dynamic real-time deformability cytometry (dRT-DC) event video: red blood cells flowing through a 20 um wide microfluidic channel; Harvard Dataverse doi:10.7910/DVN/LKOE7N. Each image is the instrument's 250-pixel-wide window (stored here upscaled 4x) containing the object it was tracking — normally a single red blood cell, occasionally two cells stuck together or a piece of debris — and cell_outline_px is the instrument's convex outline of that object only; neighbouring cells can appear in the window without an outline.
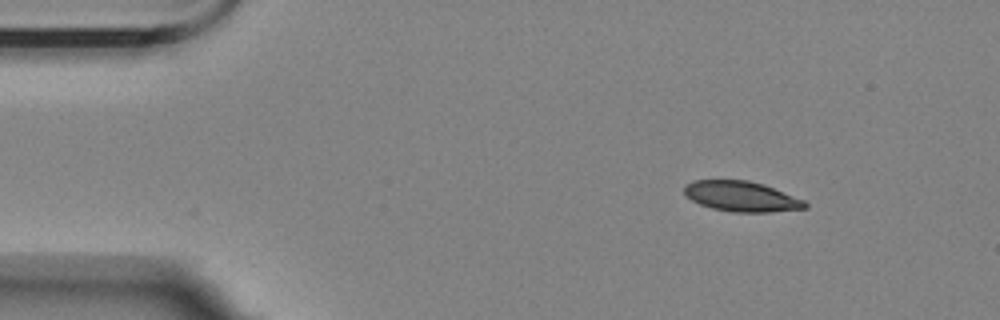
{"species": "Egyptian fruit bat (a non-hibernating species)", "species_latin": "Rousettus aegyptiacus", "temperature_condition": "room temperature", "stored_images_in_passage": 4, "camera_frame_rate_fps": 3000, "um_per_image_px": 0.085, "animal": {"sex": "female"}, "frame": {"image": 1, "passage_image": 1, "time_ms": 0.0, "image_size_px": [1000, 320], "cell_outline_px": [[808, 208], [772, 212], [732, 212], [712, 208], [700, 204], [692, 200], [684, 192], [684, 184], [692, 180], [748, 180], [764, 184], [804, 200], [808, 204]], "centroid_in_image_um": [63.03, 16.69], "position_along_channel_um": 22.0, "area_um2": 21.39}}
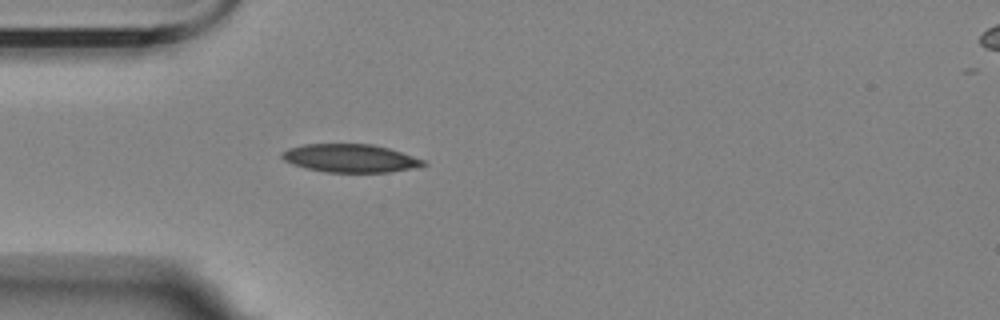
{"frame": {"image": 2, "passage_image": 4, "time_ms": 3.0, "image_size_px": [1000, 320], "cell_outline_px": [[428, 164], [416, 168], [388, 172], [324, 172], [292, 164], [284, 160], [280, 156], [288, 148], [304, 144], [372, 144], [388, 148], [424, 160]], "centroid_in_image_um": [29.78, 13.45], "position_along_channel_um": 55.2, "area_um2": 23.06}}